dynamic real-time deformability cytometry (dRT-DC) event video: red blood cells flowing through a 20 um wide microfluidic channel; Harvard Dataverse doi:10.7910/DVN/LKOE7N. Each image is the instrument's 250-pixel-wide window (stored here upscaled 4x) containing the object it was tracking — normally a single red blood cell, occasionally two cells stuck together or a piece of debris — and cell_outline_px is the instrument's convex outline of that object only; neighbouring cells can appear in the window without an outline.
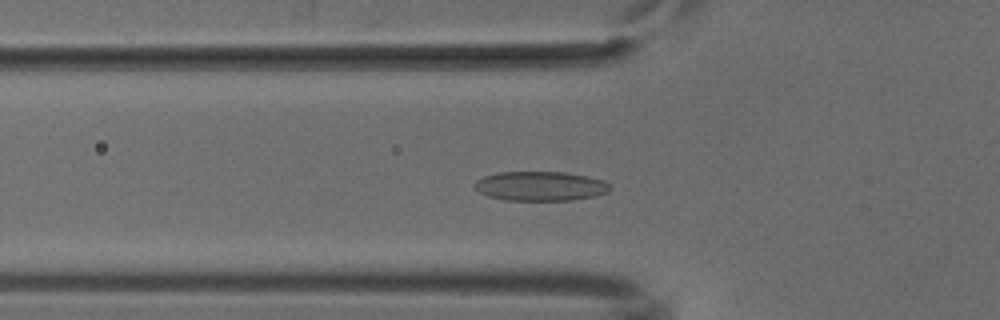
{"species": "common noctule bat (a hibernating species)", "species_latin": "Nyctalus noctula", "temperature_condition": "cold", "stored_images_in_passage": 52, "camera_frame_rate_fps": 3000, "um_per_image_px": 0.085, "animal": {"sex": "male", "body_mass_g": 18.8}, "frame": {"image": 1, "passage_image": 18, "time_ms": 5.667, "image_size_px": [1000, 320], "cell_outline_px": [[612, 188], [608, 192], [592, 196], [572, 200], [504, 200], [488, 196], [472, 188], [472, 184], [476, 180], [484, 176], [500, 172], [564, 172], [588, 176], [604, 180]], "centroid_in_image_um": [45.9, 15.81], "position_along_channel_um": 79.9, "area_um2": 23.29}}
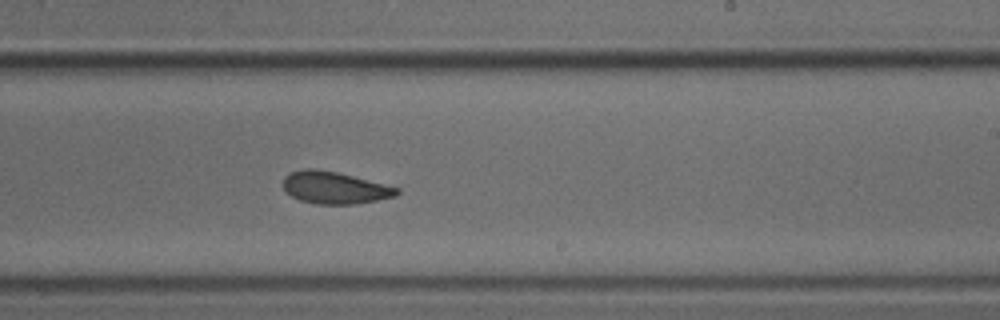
{"frame": {"image": 2, "passage_image": 32, "time_ms": 10.333, "image_size_px": [1000, 320], "cell_outline_px": [[400, 192], [396, 196], [356, 204], [316, 204], [300, 200], [292, 196], [284, 188], [284, 176], [288, 172], [304, 168], [312, 168], [336, 172], [400, 188]], "centroid_in_image_um": [28.43, 15.95], "position_along_channel_um": 260.6, "area_um2": 21.15}}
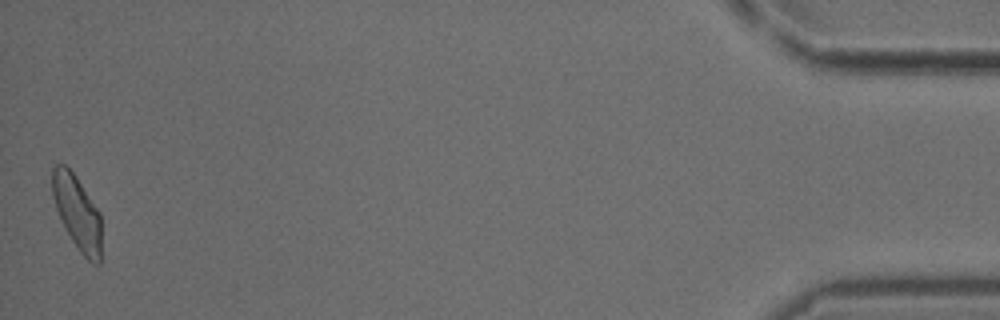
{"frame": {"image": 3, "passage_image": 52, "time_ms": 17.0, "image_size_px": [1000, 320], "cell_outline_px": [[100, 264], [92, 264], [80, 252], [72, 240], [56, 208], [52, 196], [52, 168], [56, 164], [64, 164], [76, 176], [100, 212]], "centroid_in_image_um": [6.56, 18.05], "position_along_channel_um": 428.6, "area_um2": 20.92}}